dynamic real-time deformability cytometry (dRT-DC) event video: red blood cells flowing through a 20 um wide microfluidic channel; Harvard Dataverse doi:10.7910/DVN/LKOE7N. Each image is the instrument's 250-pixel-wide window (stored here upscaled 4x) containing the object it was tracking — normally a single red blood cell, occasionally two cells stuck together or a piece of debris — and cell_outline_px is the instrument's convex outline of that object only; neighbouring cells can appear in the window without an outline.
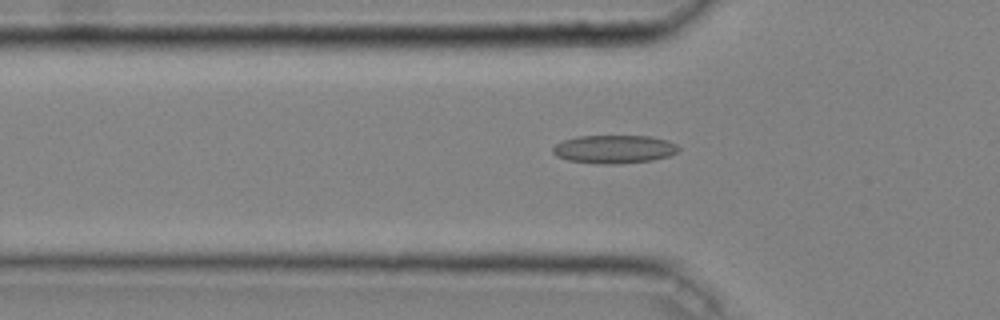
{"species": "common noctule bat (a hibernating species)", "species_latin": "Nyctalus noctula", "temperature_condition": "cold", "stored_images_in_passage": 45, "camera_frame_rate_fps": 3000, "um_per_image_px": 0.085, "animal": {"sex": "male", "body_mass_g": 20.4}, "frame": {"image": 1, "passage_image": 15, "time_ms": 4.667, "image_size_px": [1000, 320], "cell_outline_px": [[680, 148], [676, 152], [668, 156], [652, 160], [612, 164], [600, 164], [568, 160], [556, 156], [552, 152], [552, 148], [556, 144], [564, 140], [580, 136], [652, 136], [668, 140], [676, 144]], "centroid_in_image_um": [52.2, 12.67], "position_along_channel_um": 73.6, "area_um2": 20.63}}
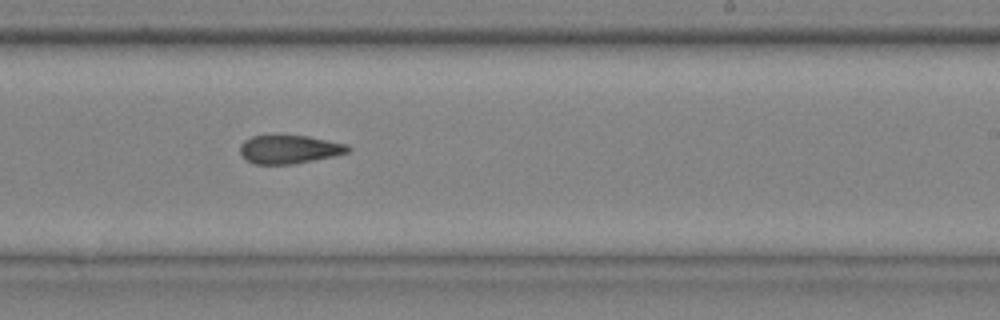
{"frame": {"image": 2, "passage_image": 29, "time_ms": 9.333, "image_size_px": [1000, 320], "cell_outline_px": [[352, 148], [348, 152], [332, 156], [296, 164], [256, 164], [244, 160], [240, 156], [240, 144], [244, 140], [252, 136], [308, 136], [348, 144]], "centroid_in_image_um": [24.56, 12.7], "position_along_channel_um": 264.4, "area_um2": 17.98}}
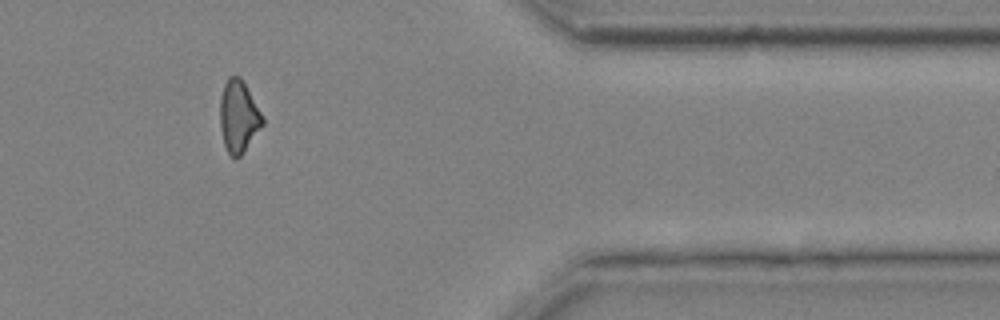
{"frame": {"image": 3, "passage_image": 40, "time_ms": 13.0, "image_size_px": [1000, 320], "cell_outline_px": [[264, 124], [244, 152], [240, 156], [228, 156], [224, 144], [220, 128], [220, 100], [224, 84], [228, 76], [240, 76], [264, 116]], "centroid_in_image_um": [20.28, 9.91], "position_along_channel_um": 391.1, "area_um2": 17.98}, "authors_computed_cell_mechanics": {"area_um2": 18.9006, "velocity_mm_per_s": 4.0909, "shape_relaxation_time_tau1_ms": null, "shape_relaxation_time_tau2_ms": 3.9605, "deformation_change_tau1": null, "deformation_change_tau2": 0.1299}}